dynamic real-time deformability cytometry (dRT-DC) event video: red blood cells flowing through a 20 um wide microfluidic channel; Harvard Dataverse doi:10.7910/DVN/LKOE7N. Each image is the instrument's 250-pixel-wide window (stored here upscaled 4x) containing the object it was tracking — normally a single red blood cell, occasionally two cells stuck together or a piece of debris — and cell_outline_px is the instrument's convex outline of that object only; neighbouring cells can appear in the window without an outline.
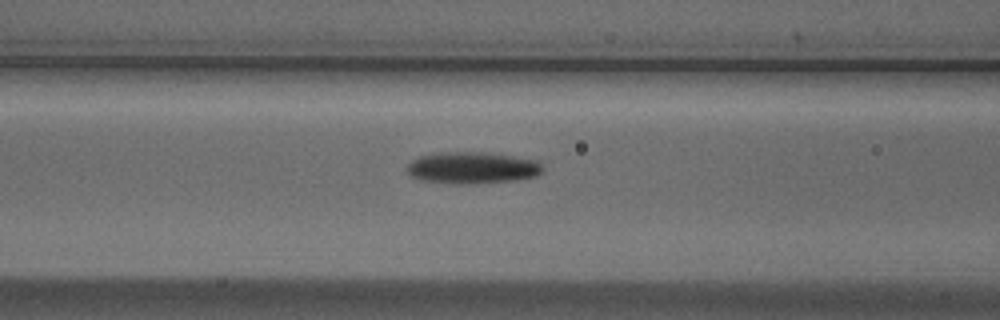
{"species": "Egyptian fruit bat (a non-hibernating species)", "species_latin": "Rousettus aegyptiacus", "temperature_condition": "cold", "stored_images_in_passage": 17, "camera_frame_rate_fps": 3000, "um_per_image_px": 0.085, "animal": {"sex": "male"}, "frame": {"image": 1, "passage_image": 15, "time_ms": 4.667, "image_size_px": [1000, 320], "cell_outline_px": [[544, 172], [536, 176], [516, 180], [472, 184], [456, 184], [420, 180], [412, 176], [408, 172], [408, 164], [412, 160], [420, 156], [436, 152], [484, 152], [512, 156], [536, 160], [544, 164]], "centroid_in_image_um": [40.18, 14.26], "position_along_channel_um": 126.4, "area_um2": 25.32}}